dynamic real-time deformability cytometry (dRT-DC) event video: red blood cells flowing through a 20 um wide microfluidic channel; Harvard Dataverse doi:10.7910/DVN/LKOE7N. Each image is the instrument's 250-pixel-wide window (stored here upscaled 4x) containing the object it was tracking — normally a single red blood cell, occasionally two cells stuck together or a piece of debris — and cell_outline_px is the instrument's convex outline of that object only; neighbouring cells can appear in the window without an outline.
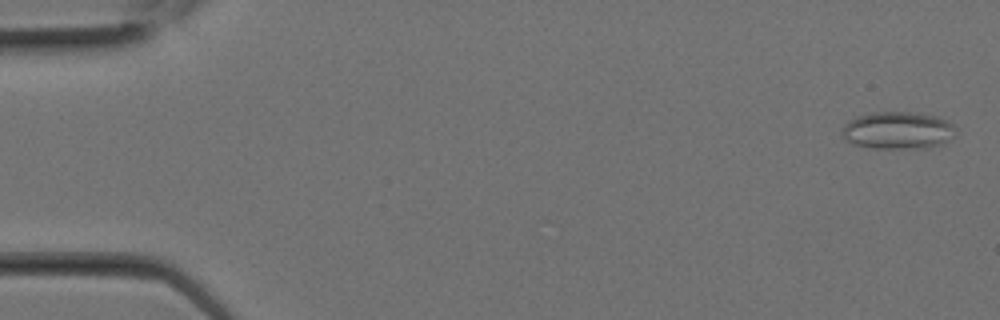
{"species": "Egyptian fruit bat (a non-hibernating species)", "species_latin": "Rousettus aegyptiacus", "temperature_condition": "room temperature", "stored_images_in_passage": 12, "camera_frame_rate_fps": 3000, "um_per_image_px": 0.085, "animal": {"sex": "female"}, "frame": {"image": 1, "passage_image": 1, "time_ms": 0.0, "image_size_px": [1000, 320], "cell_outline_px": [[956, 132], [944, 144], [928, 148], [872, 148], [852, 144], [844, 140], [840, 136], [840, 128], [848, 120], [856, 116], [872, 112], [912, 112], [936, 116], [948, 120], [956, 128]], "centroid_in_image_um": [76.26, 11.09], "position_along_channel_um": 8.7, "area_um2": 25.32}}
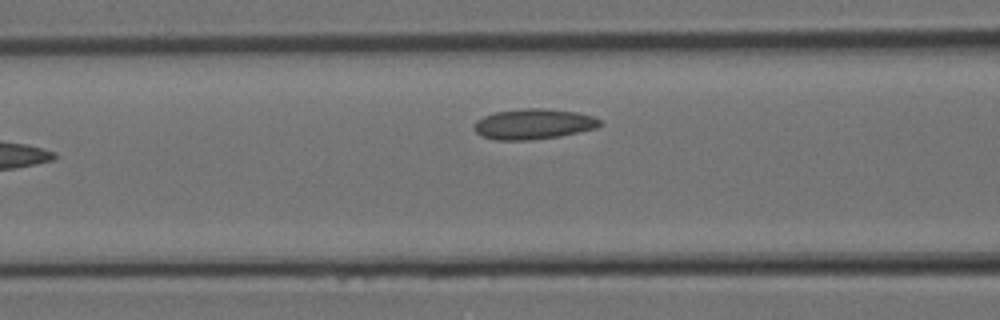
{"frame": {"image": 2, "passage_image": 12, "time_ms": 3.667, "image_size_px": [1000, 320], "cell_outline_px": [[604, 124], [596, 128], [560, 136], [528, 140], [496, 140], [480, 136], [476, 132], [476, 120], [484, 116], [496, 112], [524, 108], [544, 108], [576, 112], [592, 116], [600, 120]], "centroid_in_image_um": [45.36, 10.54], "position_along_channel_um": 121.2, "area_um2": 22.2}}